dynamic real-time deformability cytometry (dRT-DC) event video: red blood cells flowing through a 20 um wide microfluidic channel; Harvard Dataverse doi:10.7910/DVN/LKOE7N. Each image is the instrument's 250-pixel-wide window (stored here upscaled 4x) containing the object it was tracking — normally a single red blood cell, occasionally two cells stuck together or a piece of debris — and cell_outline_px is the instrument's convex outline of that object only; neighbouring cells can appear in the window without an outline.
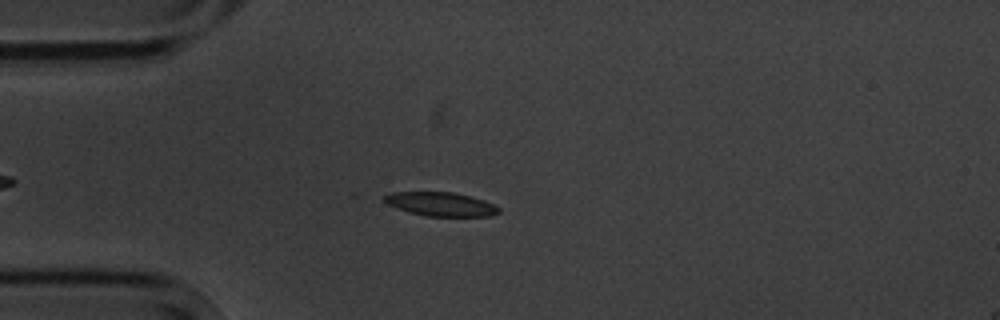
{"species": "common noctule bat (a hibernating species)", "species_latin": "Nyctalus noctula", "temperature_condition": "cold", "stored_images_in_passage": 3, "camera_frame_rate_fps": 3000, "um_per_image_px": 0.085, "animal": {"sex": "male", "body_mass_g": 20.1, "forearm_length_mm": 53.5}, "frame": {"image": 1, "passage_image": 3, "time_ms": 2.333, "image_size_px": [1000, 320], "cell_outline_px": [[500, 212], [488, 216], [424, 216], [408, 212], [396, 208], [388, 204], [380, 196], [392, 192], [452, 192], [484, 200], [500, 208]], "centroid_in_image_um": [37.41, 17.35], "position_along_channel_um": 47.6, "area_um2": 15.9}}